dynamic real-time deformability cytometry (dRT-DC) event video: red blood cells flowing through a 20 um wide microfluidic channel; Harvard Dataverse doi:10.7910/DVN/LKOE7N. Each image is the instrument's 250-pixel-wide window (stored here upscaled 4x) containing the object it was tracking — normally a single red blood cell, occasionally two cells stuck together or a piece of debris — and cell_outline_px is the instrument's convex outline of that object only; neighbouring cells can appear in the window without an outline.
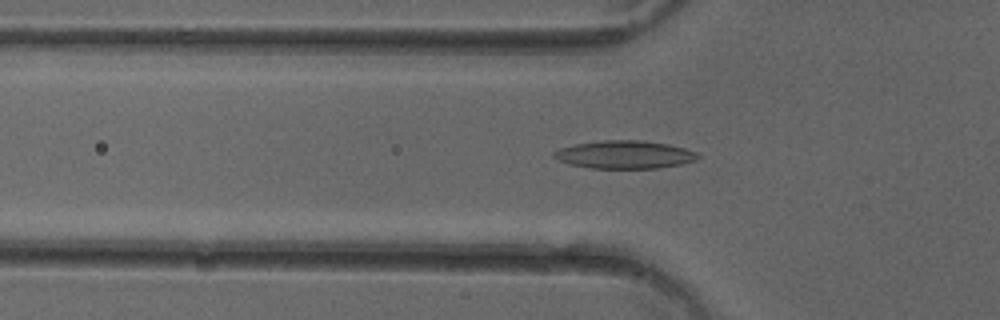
{"species": "common noctule bat (a hibernating species)", "species_latin": "Nyctalus noctula", "temperature_condition": "cold", "stored_images_in_passage": 50, "camera_frame_rate_fps": 3000, "um_per_image_px": 0.085, "animal": {"sex": "female"}, "frame": {"image": 1, "passage_image": 16, "time_ms": 5.0, "image_size_px": [1000, 320], "cell_outline_px": [[700, 156], [696, 160], [680, 164], [660, 168], [592, 168], [568, 164], [552, 156], [552, 152], [560, 148], [572, 144], [604, 140], [644, 140], [668, 144], [684, 148], [696, 152]], "centroid_in_image_um": [53.07, 13.13], "position_along_channel_um": 72.7, "area_um2": 23.52}}
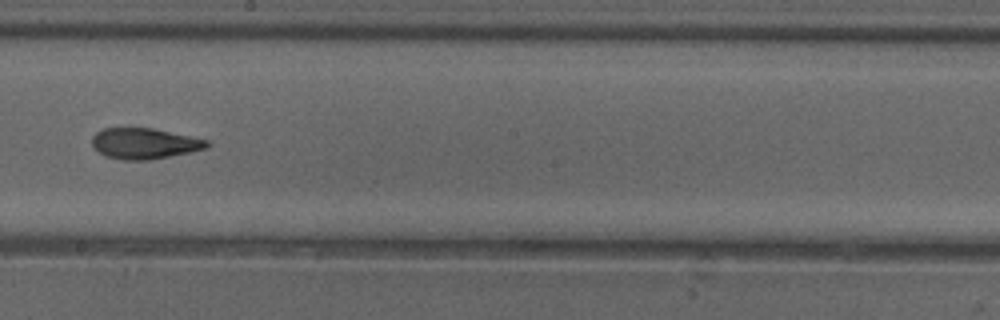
{"frame": {"image": 2, "passage_image": 28, "time_ms": 9.0, "image_size_px": [1000, 320], "cell_outline_px": [[212, 144], [208, 148], [148, 160], [124, 160], [104, 156], [92, 144], [92, 136], [96, 132], [104, 128], [152, 128], [208, 140]], "centroid_in_image_um": [12.28, 12.19], "position_along_channel_um": 235.9, "area_um2": 20.46}}
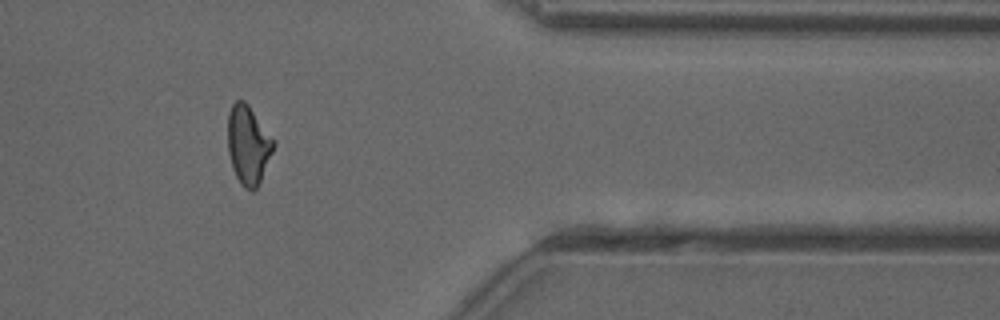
{"frame": {"image": 3, "passage_image": 41, "time_ms": 13.333, "image_size_px": [1000, 320], "cell_outline_px": [[276, 144], [260, 180], [256, 188], [252, 192], [244, 188], [240, 184], [232, 168], [228, 152], [228, 112], [232, 104], [236, 100], [244, 100], [248, 104], [276, 140]], "centroid_in_image_um": [21.1, 12.3], "position_along_channel_um": 390.3, "area_um2": 21.21}, "authors_computed_cell_mechanics": {"area_um2": 21.2415, "velocity_mm_per_s": 4.0428, "shape_relaxation_time_tau1_ms": null, "shape_relaxation_time_tau2_ms": 2.2527, "deformation_change_tau1": null, "deformation_change_tau2": 0.094}}